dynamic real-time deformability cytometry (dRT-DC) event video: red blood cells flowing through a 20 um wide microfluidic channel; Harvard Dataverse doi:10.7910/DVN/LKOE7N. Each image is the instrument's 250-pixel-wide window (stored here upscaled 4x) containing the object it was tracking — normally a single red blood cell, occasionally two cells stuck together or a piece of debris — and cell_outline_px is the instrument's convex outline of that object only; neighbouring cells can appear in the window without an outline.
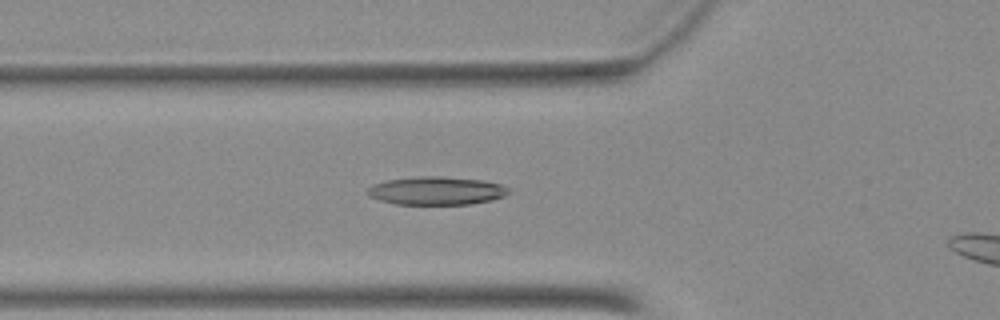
{"species": "Egyptian fruit bat (a non-hibernating species)", "species_latin": "Rousettus aegyptiacus", "temperature_condition": "warm", "stored_images_in_passage": 25, "camera_frame_rate_fps": 3000, "um_per_image_px": 0.085, "animal": {"sex": "female"}, "frame": {"image": 1, "passage_image": 7, "time_ms": 2.0, "image_size_px": [1000, 320], "cell_outline_px": [[512, 192], [504, 196], [492, 200], [472, 204], [396, 204], [380, 200], [368, 196], [368, 188], [372, 184], [388, 180], [420, 176], [440, 176], [484, 180], [500, 184], [508, 188]], "centroid_in_image_um": [37.13, 16.21], "position_along_channel_um": 88.7, "area_um2": 23.24}}
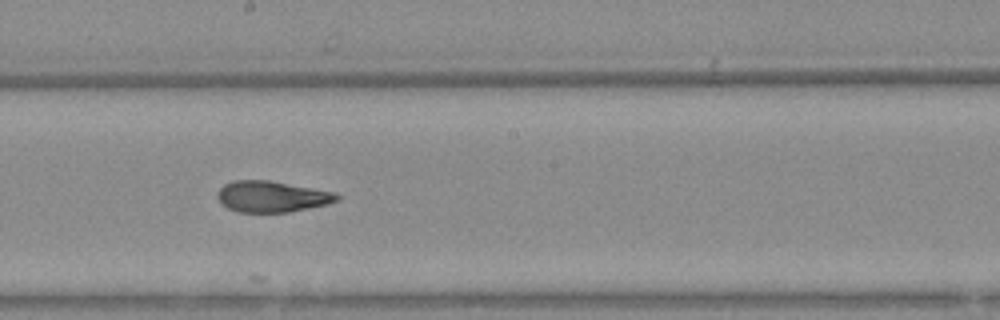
{"frame": {"image": 2, "passage_image": 17, "time_ms": 5.333, "image_size_px": [1000, 320], "cell_outline_px": [[340, 196], [336, 200], [328, 204], [288, 212], [236, 212], [228, 208], [216, 196], [220, 188], [224, 184], [232, 180], [268, 180], [332, 192]], "centroid_in_image_um": [23.06, 16.71], "position_along_channel_um": 225.1, "area_um2": 21.33}}
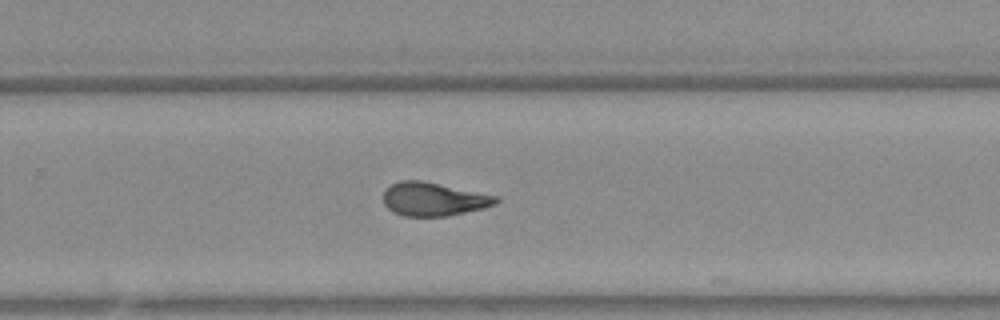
{"frame": {"image": 3, "passage_image": 22, "time_ms": 7.0, "image_size_px": [1000, 320], "cell_outline_px": [[500, 200], [496, 204], [484, 208], [448, 216], [404, 216], [392, 212], [384, 204], [384, 192], [392, 184], [400, 180], [420, 180], [496, 196]], "centroid_in_image_um": [36.84, 16.94], "position_along_channel_um": 293.0, "area_um2": 21.73}}